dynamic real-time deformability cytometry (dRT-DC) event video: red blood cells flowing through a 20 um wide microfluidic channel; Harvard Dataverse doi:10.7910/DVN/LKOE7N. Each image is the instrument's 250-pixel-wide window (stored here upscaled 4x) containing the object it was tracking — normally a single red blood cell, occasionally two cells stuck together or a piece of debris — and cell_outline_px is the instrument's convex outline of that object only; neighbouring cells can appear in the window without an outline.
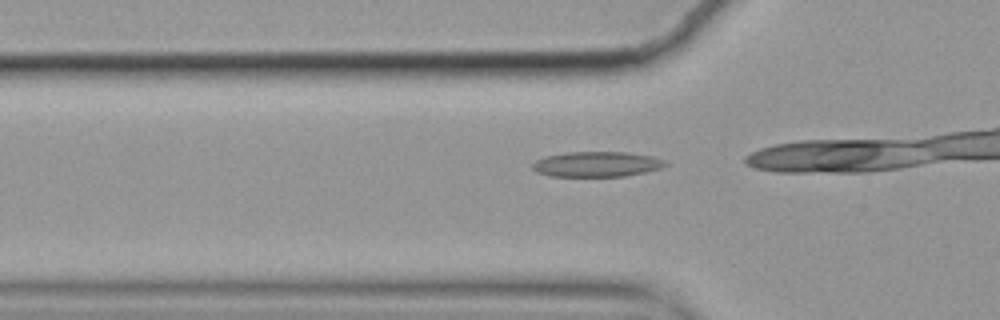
{"species": "common noctule bat (a hibernating species)", "species_latin": "Nyctalus noctula", "temperature_condition": "cold", "stored_images_in_passage": 10, "camera_frame_rate_fps": 3000, "um_per_image_px": 0.085, "animal": {"sex": "female", "body_mass_g": 19.9}, "frame": {"image": 1, "passage_image": 7, "time_ms": 2.0, "image_size_px": [1000, 320], "cell_outline_px": [[668, 164], [660, 168], [644, 172], [624, 176], [548, 176], [536, 172], [532, 168], [532, 164], [536, 160], [544, 156], [568, 152], [624, 152], [652, 156], [664, 160]], "centroid_in_image_um": [50.68, 13.95], "position_along_channel_um": 75.1, "area_um2": 19.48}}